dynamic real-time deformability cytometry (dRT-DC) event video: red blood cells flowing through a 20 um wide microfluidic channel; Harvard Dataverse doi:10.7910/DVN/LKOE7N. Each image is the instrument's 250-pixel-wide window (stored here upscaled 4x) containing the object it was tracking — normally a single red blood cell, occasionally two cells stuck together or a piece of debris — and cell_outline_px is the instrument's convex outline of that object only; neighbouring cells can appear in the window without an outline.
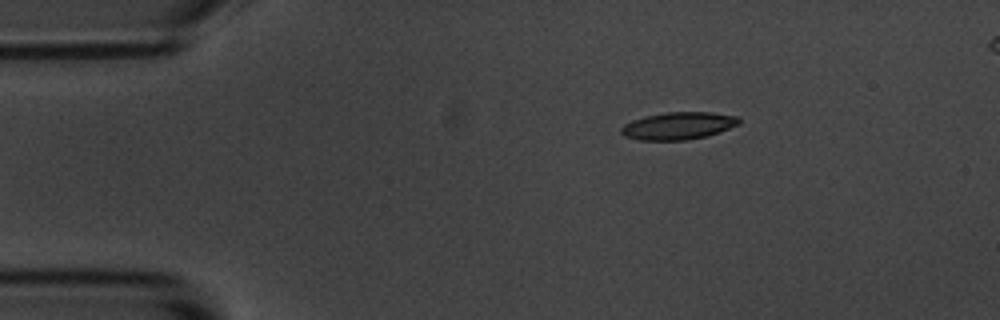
{"species": "common noctule bat (a hibernating species)", "species_latin": "Nyctalus noctula", "temperature_condition": "room temperature", "stored_images_in_passage": 47, "camera_frame_rate_fps": 3000, "um_per_image_px": 0.085, "animal": {"sex": "male", "body_mass_g": 20.1, "forearm_length_mm": 53.5}, "frame": {"image": 1, "passage_image": 1, "time_ms": 0.0, "image_size_px": [1000, 320], "cell_outline_px": [[740, 124], [704, 136], [684, 140], [640, 140], [624, 136], [620, 132], [620, 128], [624, 124], [632, 120], [644, 116], [664, 112], [712, 112], [736, 116], [740, 120]], "centroid_in_image_um": [57.6, 10.68], "position_along_channel_um": 27.4, "area_um2": 18.67}}
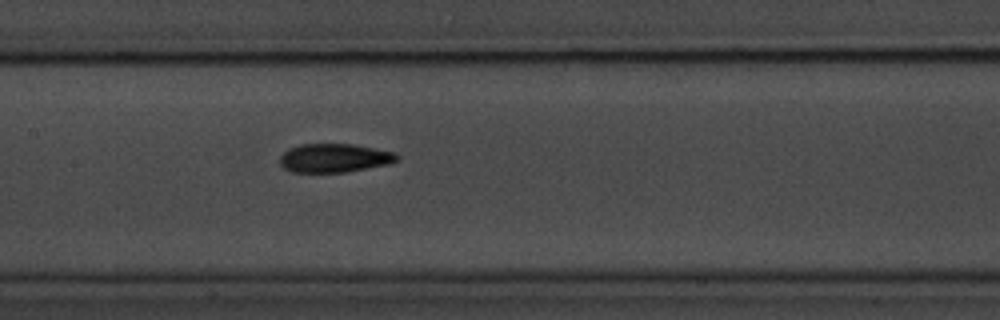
{"frame": {"image": 2, "passage_image": 18, "time_ms": 5.667, "image_size_px": [1000, 320], "cell_outline_px": [[400, 160], [388, 164], [344, 172], [292, 172], [284, 168], [280, 164], [280, 156], [288, 148], [300, 144], [352, 144], [396, 152], [400, 156]], "centroid_in_image_um": [28.43, 13.42], "position_along_channel_um": 179.0, "area_um2": 19.65}}
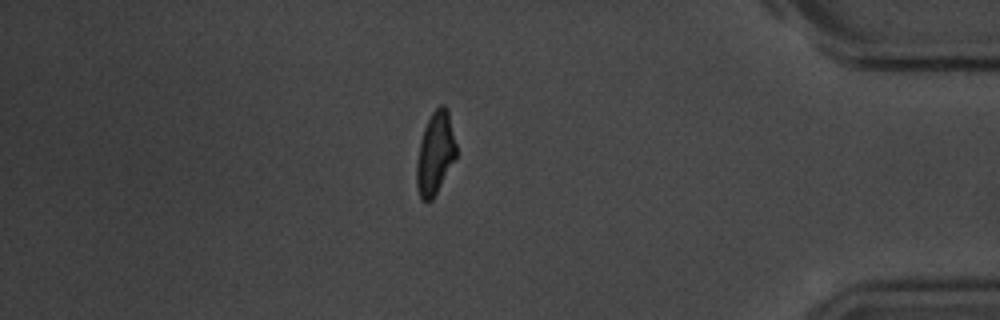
{"frame": {"image": 3, "passage_image": 39, "time_ms": 12.667, "image_size_px": [1000, 320], "cell_outline_px": [[456, 156], [432, 200], [424, 200], [420, 196], [416, 188], [416, 160], [420, 140], [424, 128], [432, 112], [440, 104], [444, 104], [448, 108], [456, 144]], "centroid_in_image_um": [36.98, 12.99], "position_along_channel_um": 398.2, "area_um2": 18.96}}